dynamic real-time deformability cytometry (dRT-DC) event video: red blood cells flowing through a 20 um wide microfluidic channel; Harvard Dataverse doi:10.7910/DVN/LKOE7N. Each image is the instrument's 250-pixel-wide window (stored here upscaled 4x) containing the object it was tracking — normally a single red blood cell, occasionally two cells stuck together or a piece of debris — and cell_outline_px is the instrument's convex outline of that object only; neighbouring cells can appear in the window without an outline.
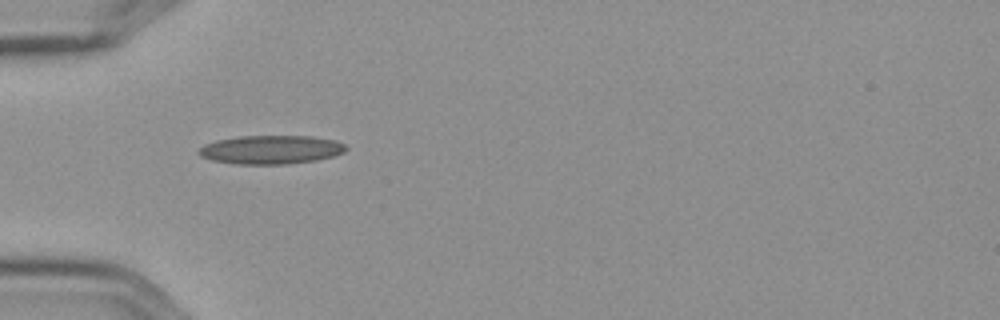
{"species": "Egyptian fruit bat (a non-hibernating species)", "species_latin": "Rousettus aegyptiacus", "temperature_condition": "cold", "stored_images_in_passage": 11, "camera_frame_rate_fps": 3000, "um_per_image_px": 0.085, "frame": {"image": 1, "passage_image": 1, "time_ms": 0.0, "image_size_px": [1000, 320], "cell_outline_px": [[348, 148], [344, 152], [332, 156], [316, 160], [288, 164], [236, 164], [212, 160], [200, 156], [196, 152], [204, 144], [216, 140], [240, 136], [312, 136], [336, 140], [344, 144]], "centroid_in_image_um": [23.02, 12.72], "position_along_channel_um": 62.0, "area_um2": 24.68}}
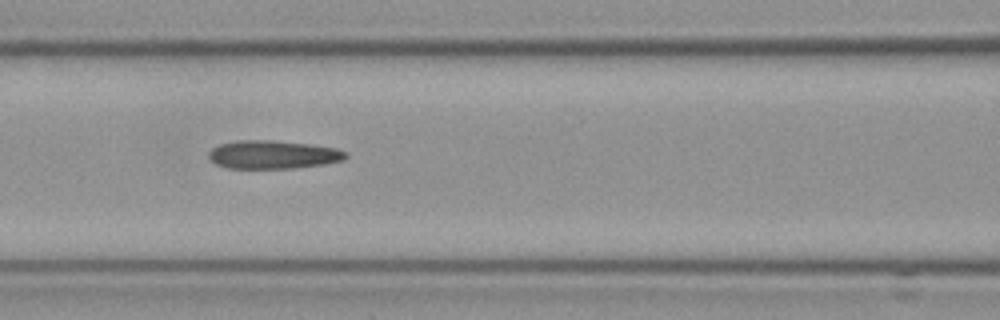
{"frame": {"image": 2, "passage_image": 3, "time_ms": 0.667, "image_size_px": [1000, 320], "cell_outline_px": [[348, 156], [344, 160], [324, 164], [292, 168], [228, 168], [216, 164], [208, 156], [208, 152], [212, 148], [220, 144], [236, 140], [276, 140], [312, 144], [336, 148], [348, 152]], "centroid_in_image_um": [23.23, 13.13], "position_along_channel_um": 143.4, "area_um2": 22.77}}
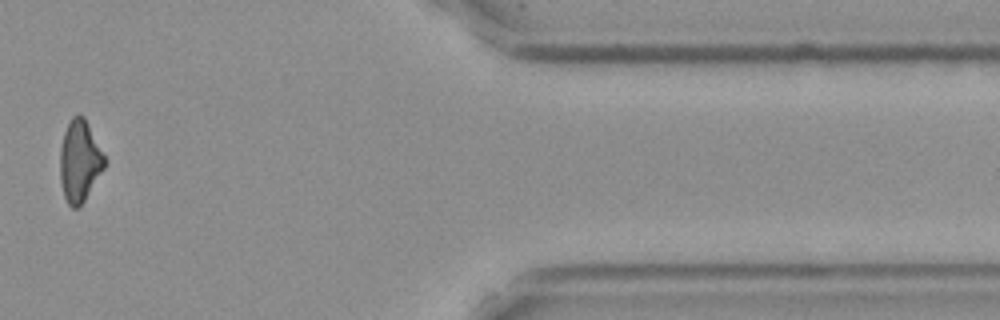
{"frame": {"image": 3, "passage_image": 10, "time_ms": 3.0, "image_size_px": [1000, 320], "cell_outline_px": [[104, 168], [80, 208], [72, 208], [68, 204], [64, 196], [60, 180], [60, 148], [64, 132], [72, 116], [80, 112], [84, 116], [104, 156]], "centroid_in_image_um": [6.74, 13.7], "position_along_channel_um": 404.7, "area_um2": 21.04}}